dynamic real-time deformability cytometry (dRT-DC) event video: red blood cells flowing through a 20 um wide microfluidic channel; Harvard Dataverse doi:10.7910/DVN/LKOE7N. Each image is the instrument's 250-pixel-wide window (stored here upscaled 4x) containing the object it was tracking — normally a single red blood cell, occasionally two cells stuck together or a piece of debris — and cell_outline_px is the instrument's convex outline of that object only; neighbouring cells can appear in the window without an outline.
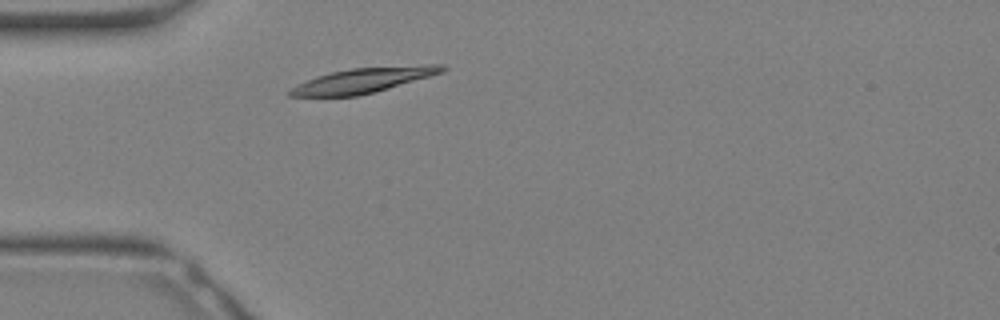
{"species": "Egyptian fruit bat (a non-hibernating species)", "species_latin": "Rousettus aegyptiacus", "temperature_condition": "warm", "stored_images_in_passage": 24, "camera_frame_rate_fps": 3000, "um_per_image_px": 0.085, "animal": {"sex": "female"}, "frame": {"image": 1, "passage_image": 1, "time_ms": 0.0, "image_size_px": [1000, 320], "cell_outline_px": [[448, 68], [444, 72], [376, 92], [356, 96], [288, 96], [288, 92], [292, 88], [316, 76], [332, 72], [352, 68], [424, 64], [444, 64]], "centroid_in_image_um": [30.98, 6.81], "position_along_channel_um": 54.0, "area_um2": 22.08}}
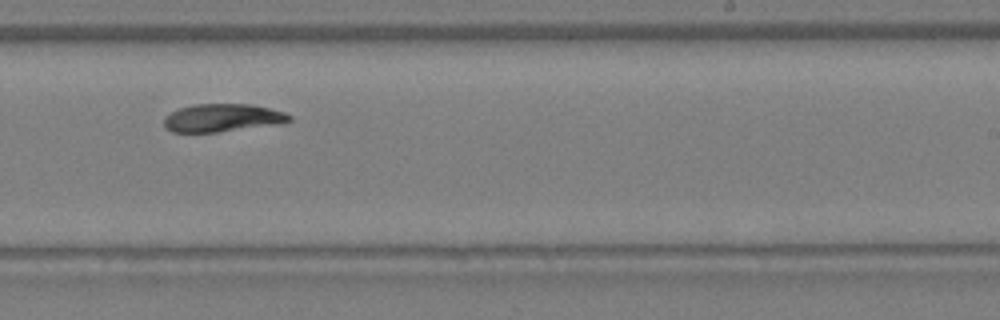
{"frame": {"image": 2, "passage_image": 12, "time_ms": 3.667, "image_size_px": [1000, 320], "cell_outline_px": [[292, 120], [268, 124], [216, 132], [172, 132], [164, 128], [164, 116], [180, 108], [192, 104], [252, 104], [284, 112], [292, 116]], "centroid_in_image_um": [18.81, 10.0], "position_along_channel_um": 270.2, "area_um2": 19.94}}
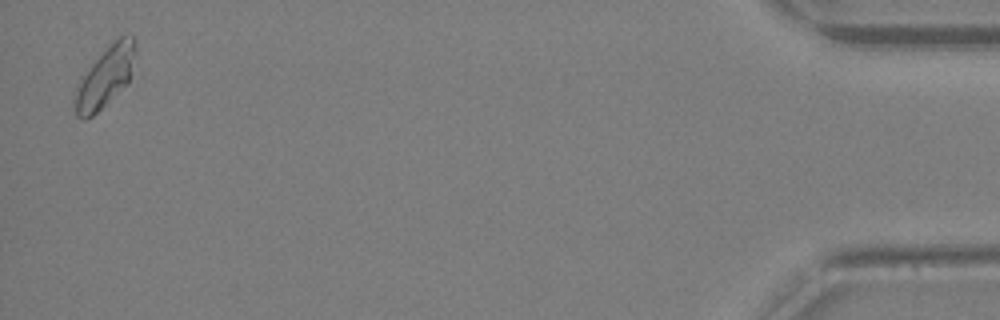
{"frame": {"image": 3, "passage_image": 24, "time_ms": 7.667, "image_size_px": [1000, 320], "cell_outline_px": [[136, 52], [128, 84], [92, 116], [84, 120], [80, 120], [76, 116], [72, 100], [76, 84], [92, 64], [112, 40], [124, 32], [136, 36]], "centroid_in_image_um": [8.94, 6.51], "position_along_channel_um": 426.3, "area_um2": 21.96}}